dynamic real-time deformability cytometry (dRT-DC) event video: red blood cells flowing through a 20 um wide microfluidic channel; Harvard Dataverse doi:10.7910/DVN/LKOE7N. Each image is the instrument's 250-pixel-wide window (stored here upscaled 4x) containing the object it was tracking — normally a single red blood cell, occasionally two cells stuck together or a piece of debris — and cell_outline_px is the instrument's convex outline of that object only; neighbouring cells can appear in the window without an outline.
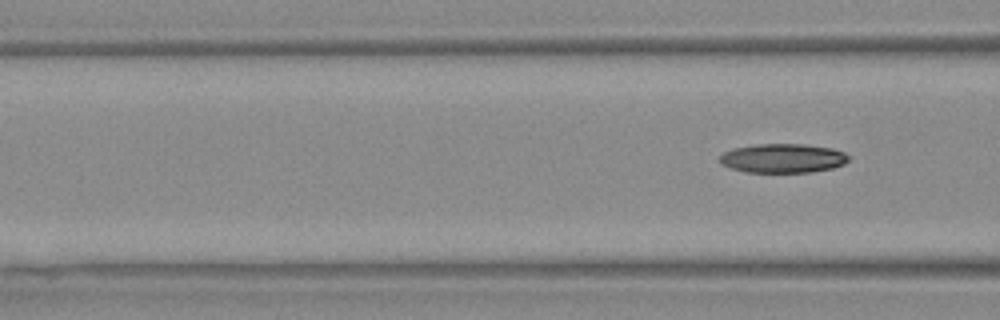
{"species": "Egyptian fruit bat (a non-hibernating species)", "species_latin": "Rousettus aegyptiacus", "temperature_condition": "warm", "stored_images_in_passage": 8, "segment_of_instrument_passage": [2, 2], "camera_frame_rate_fps": 3000, "um_per_image_px": 0.085, "animal": {"sex": "female"}, "frame": {"image": 1, "passage_image": 8, "time_ms": 2.333, "image_size_px": [1000, 320], "cell_outline_px": [[852, 156], [844, 164], [832, 168], [812, 172], [744, 172], [720, 164], [720, 156], [724, 152], [732, 148], [756, 144], [804, 144], [832, 148], [844, 152]], "centroid_in_image_um": [66.56, 13.45], "position_along_channel_um": 100.0, "area_um2": 22.02}}